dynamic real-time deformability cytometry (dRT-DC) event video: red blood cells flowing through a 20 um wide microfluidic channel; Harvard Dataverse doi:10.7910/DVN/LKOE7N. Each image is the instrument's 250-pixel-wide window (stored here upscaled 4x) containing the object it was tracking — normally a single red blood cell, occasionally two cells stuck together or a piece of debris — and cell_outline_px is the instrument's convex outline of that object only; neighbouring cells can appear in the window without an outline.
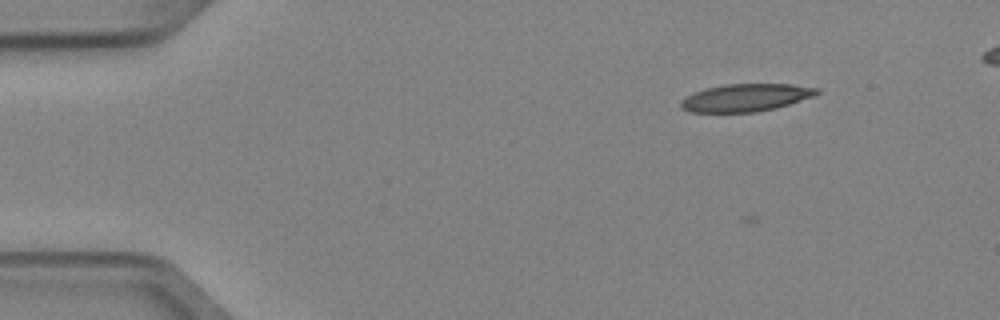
{"species": "Egyptian fruit bat (a non-hibernating species)", "species_latin": "Rousettus aegyptiacus", "temperature_condition": "cold", "stored_images_in_passage": 5, "camera_frame_rate_fps": 3000, "um_per_image_px": 0.085, "animal": {"sex": "female"}, "frame": {"image": 1, "passage_image": 2, "time_ms": 0.333, "image_size_px": [1000, 320], "cell_outline_px": [[820, 92], [812, 96], [776, 108], [756, 112], [692, 112], [680, 108], [680, 100], [684, 96], [692, 92], [704, 88], [724, 84], [792, 84], [820, 88]], "centroid_in_image_um": [63.33, 8.29], "position_along_channel_um": 21.7, "area_um2": 22.02}}